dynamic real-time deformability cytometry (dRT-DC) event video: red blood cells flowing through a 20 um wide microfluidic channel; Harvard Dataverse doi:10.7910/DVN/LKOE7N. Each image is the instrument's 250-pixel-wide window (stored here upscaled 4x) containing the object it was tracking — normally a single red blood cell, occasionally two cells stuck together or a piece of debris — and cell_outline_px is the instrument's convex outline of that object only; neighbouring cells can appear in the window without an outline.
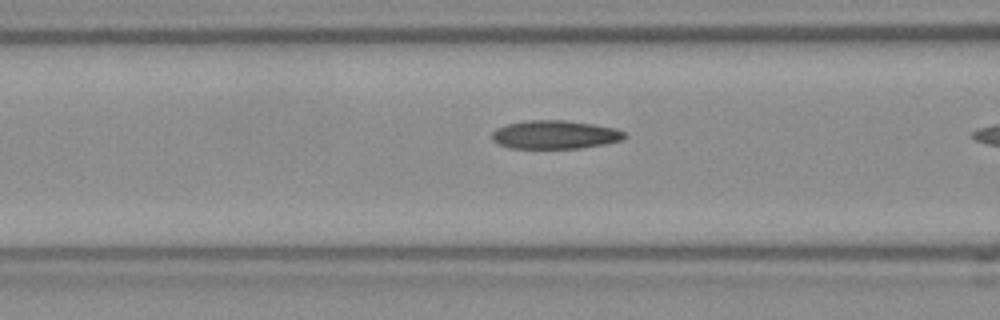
{"species": "Egyptian fruit bat (a non-hibernating species)", "species_latin": "Rousettus aegyptiacus", "temperature_condition": "room temperature", "stored_images_in_passage": 7, "camera_frame_rate_fps": 3000, "um_per_image_px": 0.085, "frame": {"image": 1, "passage_image": 6, "time_ms": 1.667, "image_size_px": [1000, 320], "cell_outline_px": [[628, 136], [624, 140], [604, 144], [580, 148], [508, 148], [492, 140], [492, 132], [496, 128], [508, 124], [528, 120], [564, 120], [592, 124], [612, 128], [624, 132]], "centroid_in_image_um": [47.17, 11.45], "position_along_channel_um": 119.4, "area_um2": 21.91}}